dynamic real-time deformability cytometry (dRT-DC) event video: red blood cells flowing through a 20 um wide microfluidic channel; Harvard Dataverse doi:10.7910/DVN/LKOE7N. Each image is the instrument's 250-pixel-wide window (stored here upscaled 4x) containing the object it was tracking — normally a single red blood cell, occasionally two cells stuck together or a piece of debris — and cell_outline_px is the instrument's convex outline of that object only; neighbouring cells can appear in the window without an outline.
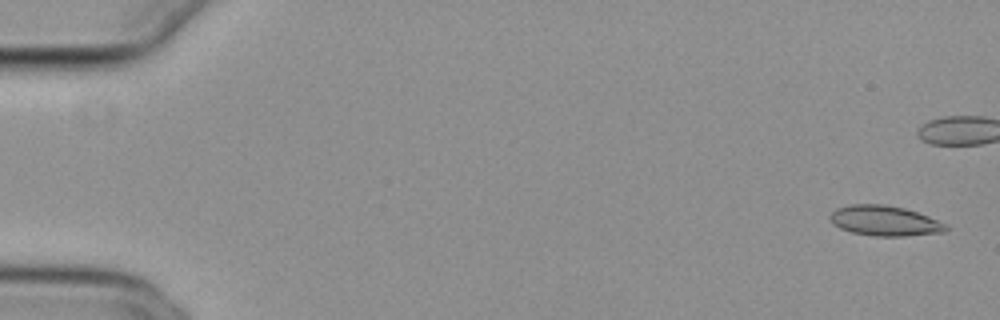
{"species": "common noctule bat (a hibernating species)", "species_latin": "Nyctalus noctula", "temperature_condition": "cold", "stored_images_in_passage": 11, "camera_frame_rate_fps": 3000, "um_per_image_px": 0.085, "animal": {"sex": "female", "body_mass_g": 29.2, "forearm_length_mm": 56.3}, "frame": {"image": 1, "passage_image": 2, "time_ms": 0.333, "image_size_px": [1000, 320], "cell_outline_px": [[948, 228], [944, 232], [904, 236], [872, 236], [852, 232], [840, 228], [832, 224], [828, 216], [836, 208], [848, 204], [884, 204], [904, 208], [928, 216], [948, 224]], "centroid_in_image_um": [75.17, 18.76], "position_along_channel_um": 9.8, "area_um2": 20.52}}